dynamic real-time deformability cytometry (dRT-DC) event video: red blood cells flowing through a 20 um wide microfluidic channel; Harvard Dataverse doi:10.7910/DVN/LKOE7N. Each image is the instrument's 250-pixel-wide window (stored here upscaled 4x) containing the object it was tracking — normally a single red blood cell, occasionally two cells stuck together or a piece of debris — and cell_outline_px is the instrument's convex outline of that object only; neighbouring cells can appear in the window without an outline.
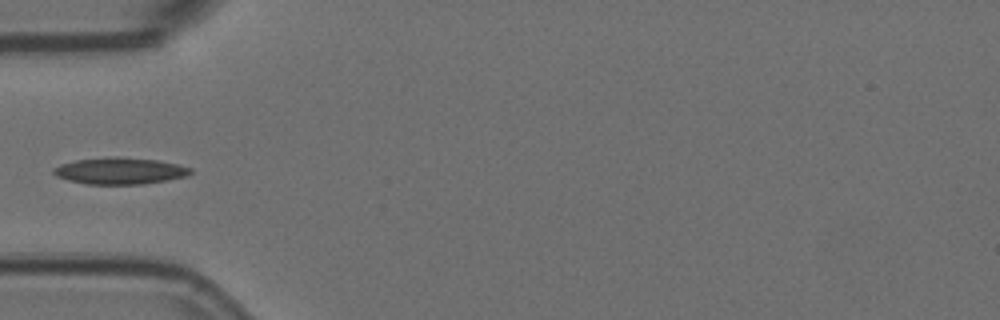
{"species": "Egyptian fruit bat (a non-hibernating species)", "species_latin": "Rousettus aegyptiacus", "temperature_condition": "room temperature", "stored_images_in_passage": 6, "camera_frame_rate_fps": 3000, "um_per_image_px": 0.085, "animal": {"sex": "female"}, "frame": {"image": 1, "passage_image": 6, "time_ms": 1.667, "image_size_px": [1000, 320], "cell_outline_px": [[192, 172], [188, 176], [168, 180], [144, 184], [88, 184], [68, 180], [56, 176], [52, 172], [52, 168], [60, 164], [76, 160], [112, 156], [116, 156], [156, 160], [180, 164], [192, 168]], "centroid_in_image_um": [10.21, 14.52], "position_along_channel_um": 74.8, "area_um2": 21.44}}